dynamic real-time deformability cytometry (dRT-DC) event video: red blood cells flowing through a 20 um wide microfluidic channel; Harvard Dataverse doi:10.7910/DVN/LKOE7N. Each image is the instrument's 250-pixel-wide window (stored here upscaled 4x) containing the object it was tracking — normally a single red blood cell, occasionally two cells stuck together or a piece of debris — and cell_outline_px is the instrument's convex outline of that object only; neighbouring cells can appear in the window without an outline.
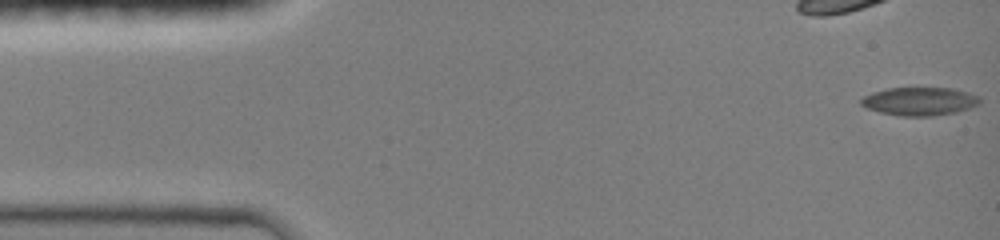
{"species": "common noctule bat (a hibernating species)", "species_latin": "Nyctalus noctula", "temperature_condition": "room temperature", "stored_images_in_passage": 48, "camera_frame_rate_fps": 3000, "um_per_image_px": 0.085, "animal": {"sex": "female", "body_mass_g": 19.0, "forearm_length_mm": 51.5}, "frame": {"image": 1, "passage_image": 1, "time_ms": 0.0, "image_size_px": [1000, 240], "cell_outline_px": [[980, 104], [956, 112], [932, 116], [900, 116], [880, 112], [868, 108], [860, 104], [860, 100], [864, 96], [872, 92], [888, 88], [952, 88], [968, 92], [980, 96]], "centroid_in_image_um": [78.17, 8.61], "position_along_channel_um": 6.8, "area_um2": 19.54}}
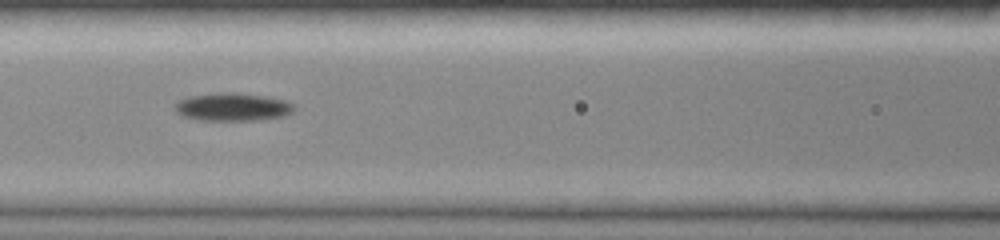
{"frame": {"image": 2, "passage_image": 27, "time_ms": 6.333, "image_size_px": [1000, 240], "cell_outline_px": [[292, 112], [284, 116], [256, 120], [196, 120], [184, 116], [176, 112], [176, 104], [180, 100], [192, 96], [220, 92], [232, 92], [268, 96], [284, 100], [292, 104]], "centroid_in_image_um": [19.77, 9.09], "position_along_channel_um": 146.8, "area_um2": 19.19}}
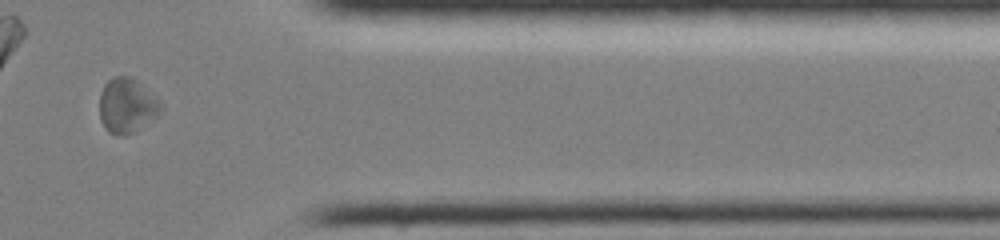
{"frame": {"image": 3, "passage_image": 45, "time_ms": 12.667, "image_size_px": [1000, 240], "cell_outline_px": [[164, 108], [160, 116], [136, 132], [124, 136], [116, 136], [108, 132], [104, 128], [100, 120], [100, 92], [104, 84], [112, 76], [128, 76], [136, 80], [160, 100]], "centroid_in_image_um": [10.82, 9.02], "position_along_channel_um": 400.6, "area_um2": 20.23}, "authors_computed_cell_mechanics": {"area_um2": 18.8428, "velocity_mm_per_s": 4.1089, "shape_relaxation_time_tau1_ms": 3.9153, "shape_relaxation_time_tau2_ms": null, "deformation_change_tau1": 0.1328, "deformation_change_tau2": null}}